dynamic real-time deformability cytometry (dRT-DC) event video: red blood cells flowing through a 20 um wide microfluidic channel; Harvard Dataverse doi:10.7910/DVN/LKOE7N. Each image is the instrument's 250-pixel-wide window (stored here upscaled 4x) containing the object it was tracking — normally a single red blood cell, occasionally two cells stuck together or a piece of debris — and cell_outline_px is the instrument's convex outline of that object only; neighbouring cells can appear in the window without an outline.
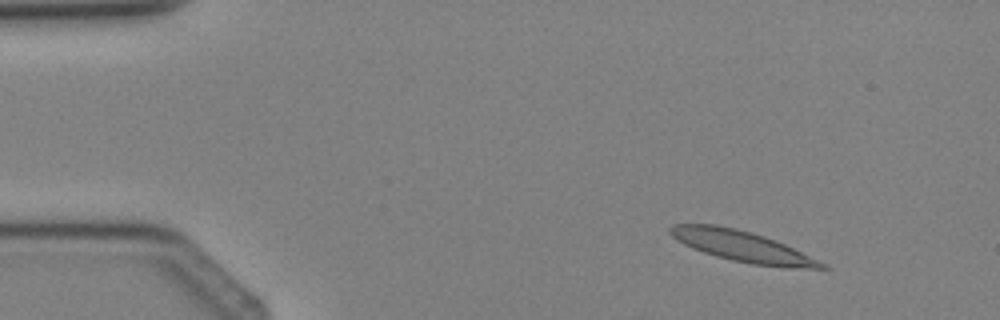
{"species": "Egyptian fruit bat (a non-hibernating species)", "species_latin": "Rousettus aegyptiacus", "temperature_condition": "cold", "stored_images_in_passage": 4, "camera_frame_rate_fps": 3000, "um_per_image_px": 0.085, "animal": {"sex": "female"}, "frame": {"image": 1, "passage_image": 2, "time_ms": 1.333, "image_size_px": [1000, 320], "cell_outline_px": [[832, 268], [784, 268], [752, 264], [732, 260], [716, 256], [692, 248], [676, 240], [668, 232], [668, 228], [672, 224], [716, 224], [736, 228], [752, 232], [776, 240], [828, 264]], "centroid_in_image_um": [63.1, 20.93], "position_along_channel_um": 21.9, "area_um2": 27.4}}